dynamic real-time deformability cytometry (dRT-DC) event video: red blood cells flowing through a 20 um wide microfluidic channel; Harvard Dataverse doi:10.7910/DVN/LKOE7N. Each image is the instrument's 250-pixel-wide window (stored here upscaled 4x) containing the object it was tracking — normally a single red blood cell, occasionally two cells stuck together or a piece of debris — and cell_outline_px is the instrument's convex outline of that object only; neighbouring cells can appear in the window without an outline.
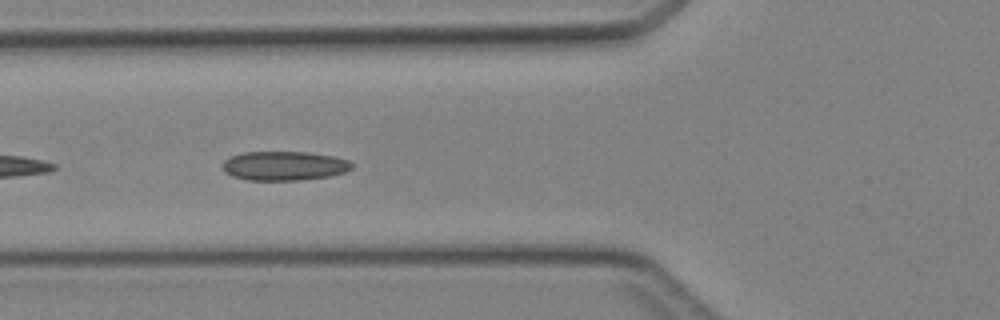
{"species": "Egyptian fruit bat (a non-hibernating species)", "species_latin": "Rousettus aegyptiacus", "temperature_condition": "cold", "stored_images_in_passage": 20, "camera_frame_rate_fps": 3000, "um_per_image_px": 0.085, "animal": {"sex": "female"}, "frame": {"image": 1, "passage_image": 17, "time_ms": 5.333, "image_size_px": [1000, 320], "cell_outline_px": [[352, 168], [344, 172], [332, 176], [300, 180], [248, 180], [232, 176], [224, 172], [224, 160], [228, 156], [244, 152], [308, 152], [332, 156], [348, 160], [352, 164]], "centroid_in_image_um": [24.14, 14.09], "position_along_channel_um": 101.7, "area_um2": 22.02}}